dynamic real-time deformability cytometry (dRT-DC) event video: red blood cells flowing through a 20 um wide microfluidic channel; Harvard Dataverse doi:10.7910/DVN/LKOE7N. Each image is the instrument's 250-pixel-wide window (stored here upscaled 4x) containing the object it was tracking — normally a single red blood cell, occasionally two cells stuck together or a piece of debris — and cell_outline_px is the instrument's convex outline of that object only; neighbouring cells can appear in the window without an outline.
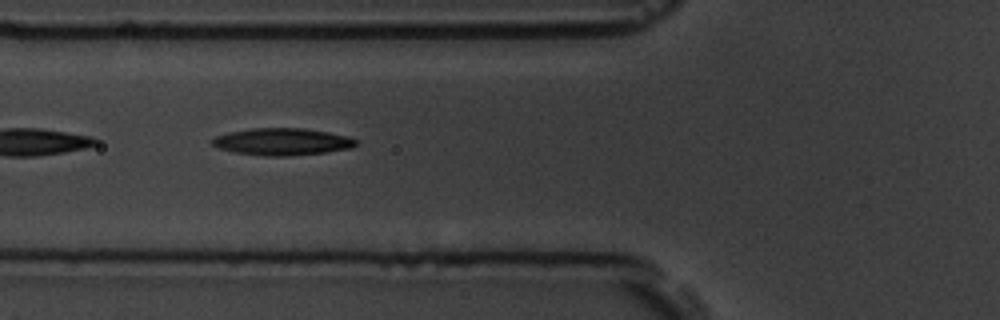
{"species": "common noctule bat (a hibernating species)", "species_latin": "Nyctalus noctula", "temperature_condition": "room temperature", "stored_images_in_passage": 7, "camera_frame_rate_fps": 3000, "um_per_image_px": 0.085, "animal": {"sex": "male", "body_mass_g": 19.5, "forearm_length_mm": 54.6}, "frame": {"image": 1, "passage_image": 6, "time_ms": 5.667, "image_size_px": [1000, 320], "cell_outline_px": [[356, 144], [352, 148], [324, 152], [288, 156], [264, 156], [236, 152], [220, 148], [212, 144], [212, 140], [216, 136], [228, 132], [252, 128], [304, 128], [328, 132], [348, 136], [356, 140]], "centroid_in_image_um": [24.0, 12.04], "position_along_channel_um": 101.8, "area_um2": 22.48}}